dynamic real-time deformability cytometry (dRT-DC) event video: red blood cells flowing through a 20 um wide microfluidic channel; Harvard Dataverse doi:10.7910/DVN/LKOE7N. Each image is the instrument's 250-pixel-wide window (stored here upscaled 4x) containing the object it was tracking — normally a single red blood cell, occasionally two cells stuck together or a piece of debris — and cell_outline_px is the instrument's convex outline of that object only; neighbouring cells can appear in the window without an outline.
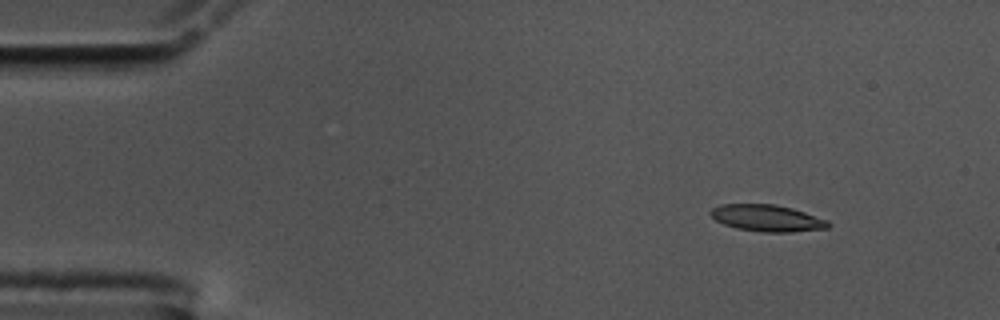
{"species": "common noctule bat (a hibernating species)", "species_latin": "Nyctalus noctula", "temperature_condition": "cold", "stored_images_in_passage": 51, "camera_frame_rate_fps": 3000, "um_per_image_px": 0.085, "animal": {"sex": "male", "body_mass_g": 17.5, "forearm_length_mm": 52.3}, "frame": {"image": 1, "passage_image": 1, "time_ms": 0.0, "image_size_px": [1000, 320], "cell_outline_px": [[832, 224], [828, 228], [792, 232], [760, 232], [736, 228], [724, 224], [716, 220], [708, 212], [712, 208], [720, 204], [776, 204], [792, 208], [828, 220]], "centroid_in_image_um": [65.21, 18.54], "position_along_channel_um": 19.8, "area_um2": 18.38}}
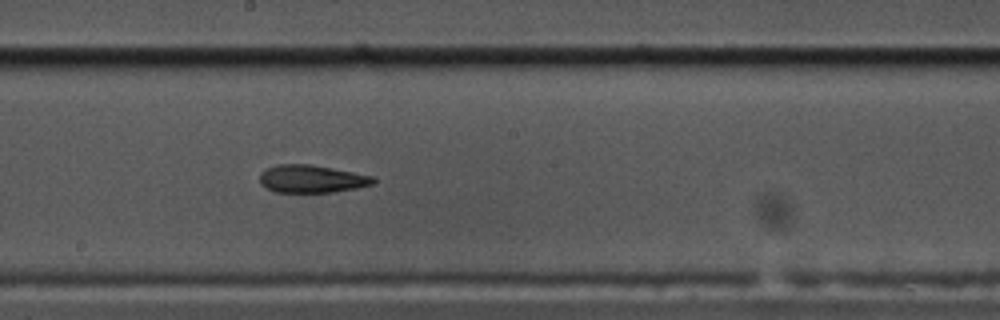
{"frame": {"image": 2, "passage_image": 25, "time_ms": 8.0, "image_size_px": [1000, 320], "cell_outline_px": [[376, 180], [372, 184], [356, 188], [332, 192], [276, 192], [260, 184], [260, 172], [276, 164], [308, 164], [332, 168], [372, 176]], "centroid_in_image_um": [26.46, 15.2], "position_along_channel_um": 221.7, "area_um2": 18.15}}
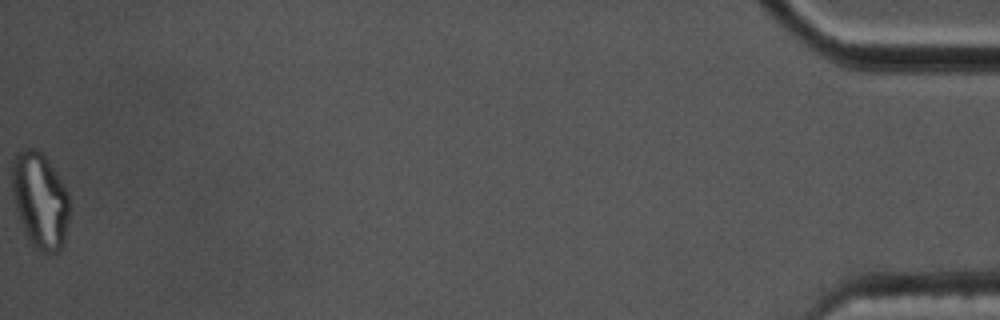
{"frame": {"image": 3, "passage_image": 51, "time_ms": 16.667, "image_size_px": [1000, 320], "cell_outline_px": [[68, 220], [64, 244], [56, 252], [44, 252], [36, 248], [28, 240], [24, 232], [16, 212], [12, 196], [12, 164], [16, 152], [24, 148], [36, 148], [48, 160], [56, 172], [68, 192]], "centroid_in_image_um": [3.38, 17.01], "position_along_channel_um": 431.8, "area_um2": 32.19}, "authors_computed_cell_mechanics": {"area_um2": 19.0162, "velocity_mm_per_s": 3.5779, "shape_relaxation_time_tau1_ms": 11.1129, "shape_relaxation_time_tau2_ms": 4.2873, "deformation_change_tau1": 0.2458, "deformation_change_tau2": 0.1329}}